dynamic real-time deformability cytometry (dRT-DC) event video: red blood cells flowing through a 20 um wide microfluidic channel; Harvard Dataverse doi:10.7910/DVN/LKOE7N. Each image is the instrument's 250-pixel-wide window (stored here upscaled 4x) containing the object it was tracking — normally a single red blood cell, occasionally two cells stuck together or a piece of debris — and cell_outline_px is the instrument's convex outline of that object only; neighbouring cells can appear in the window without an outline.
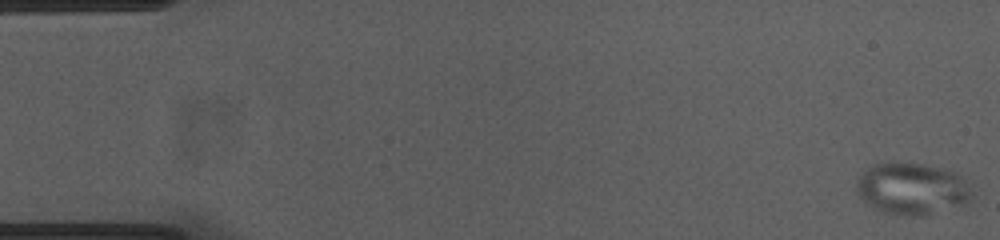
{"species": "common noctule bat (a hibernating species)", "species_latin": "Nyctalus noctula", "temperature_condition": "cold", "stored_images_in_passage": 54, "camera_frame_rate_fps": 3000, "um_per_image_px": 0.085, "animal": {"sex": "female", "body_mass_g": 23.0, "forearm_length_mm": 53.4}, "frame": {"image": 1, "passage_image": 1, "time_ms": 0.0, "image_size_px": [1000, 240], "cell_outline_px": [[972, 200], [964, 204], [924, 216], [912, 216], [884, 212], [876, 208], [864, 200], [856, 192], [856, 184], [864, 168], [872, 164], [892, 160], [924, 164], [944, 168], [960, 172], [964, 176], [972, 192]], "centroid_in_image_um": [77.55, 15.99], "position_along_channel_um": 7.4, "area_um2": 35.6}}
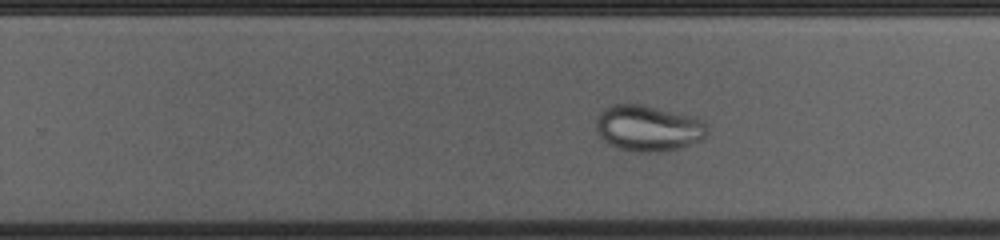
{"frame": {"image": 2, "passage_image": 34, "time_ms": 11.0, "image_size_px": [1000, 240], "cell_outline_px": [[708, 132], [704, 140], [680, 148], [660, 152], [640, 152], [620, 148], [604, 140], [600, 136], [596, 128], [596, 120], [600, 112], [604, 108], [612, 104], [644, 104], [696, 116], [704, 124]], "centroid_in_image_um": [55.13, 10.88], "position_along_channel_um": 274.7, "area_um2": 30.0}}
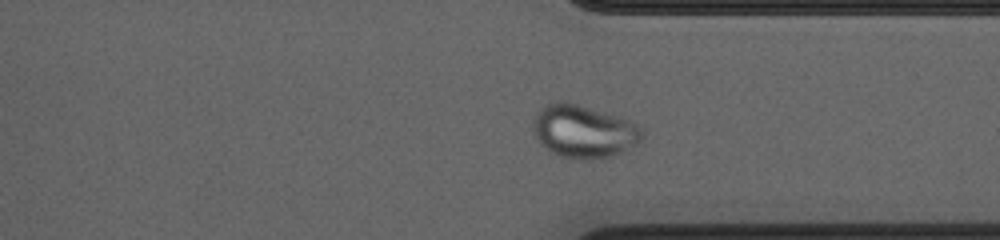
{"frame": {"image": 3, "passage_image": 41, "time_ms": 13.333, "image_size_px": [1000, 240], "cell_outline_px": [[644, 132], [640, 140], [620, 152], [604, 160], [588, 160], [560, 156], [552, 152], [540, 144], [536, 136], [532, 124], [532, 120], [548, 104], [556, 100], [564, 100], [628, 120], [636, 124]], "centroid_in_image_um": [49.59, 11.18], "position_along_channel_um": 361.8, "area_um2": 33.12}}